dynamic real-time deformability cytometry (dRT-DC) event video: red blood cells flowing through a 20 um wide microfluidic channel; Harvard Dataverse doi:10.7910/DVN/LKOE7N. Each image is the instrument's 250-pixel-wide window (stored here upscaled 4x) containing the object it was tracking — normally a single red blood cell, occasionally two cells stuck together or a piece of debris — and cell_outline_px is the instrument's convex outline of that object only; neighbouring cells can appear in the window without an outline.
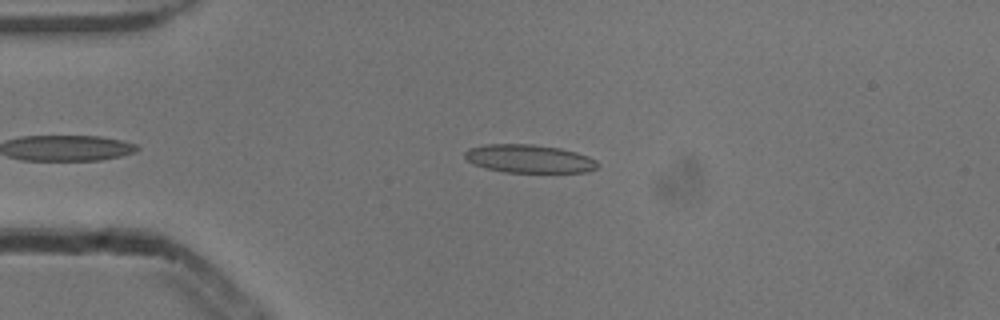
{"species": "common noctule bat (a hibernating species)", "species_latin": "Nyctalus noctula", "temperature_condition": "cold", "stored_images_in_passage": 41, "camera_frame_rate_fps": 3000, "um_per_image_px": 0.085, "animal": {"sex": "male", "body_mass_g": 13.3}, "frame": {"image": 1, "passage_image": 5, "time_ms": 1.333, "image_size_px": [1000, 320], "cell_outline_px": [[600, 164], [596, 168], [588, 172], [504, 172], [488, 168], [476, 164], [468, 160], [464, 156], [464, 152], [468, 148], [484, 144], [532, 144], [560, 148], [576, 152], [588, 156], [596, 160]], "centroid_in_image_um": [45.0, 13.48], "position_along_channel_um": 40.0, "area_um2": 21.79}}
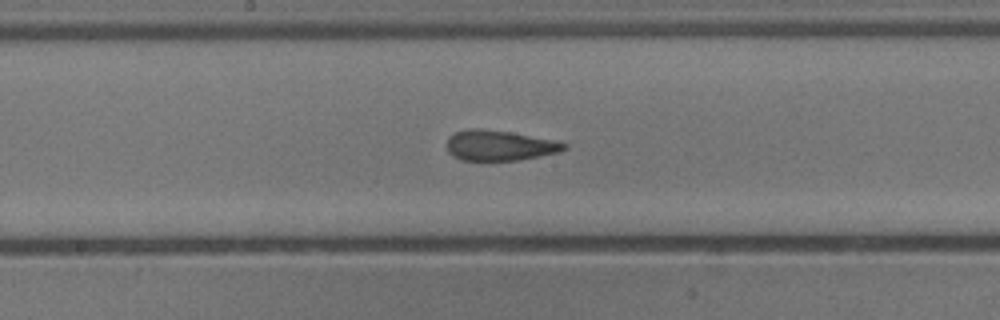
{"frame": {"image": 2, "passage_image": 20, "time_ms": 6.333, "image_size_px": [1000, 320], "cell_outline_px": [[568, 148], [560, 152], [540, 156], [516, 160], [460, 160], [452, 156], [448, 152], [448, 136], [456, 132], [468, 128], [480, 128], [508, 132], [552, 140], [568, 144]], "centroid_in_image_um": [42.44, 12.37], "position_along_channel_um": 205.8, "area_um2": 20.58}}
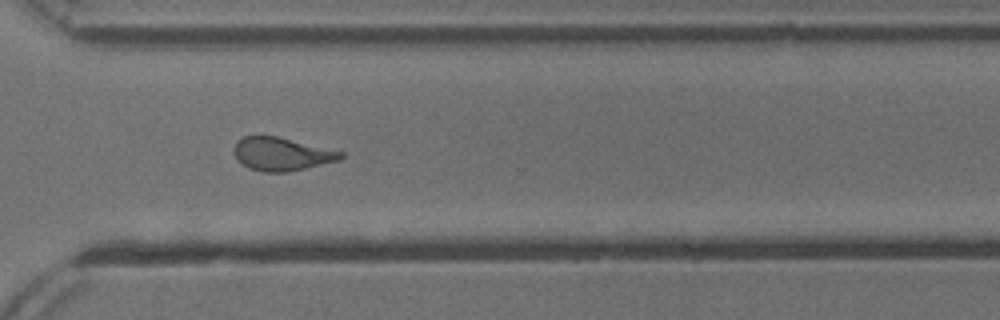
{"frame": {"image": 3, "passage_image": 31, "time_ms": 10.0, "image_size_px": [1000, 320], "cell_outline_px": [[344, 156], [340, 160], [304, 168], [284, 172], [264, 172], [248, 168], [236, 156], [232, 148], [236, 140], [244, 136], [276, 136], [344, 152]], "centroid_in_image_um": [23.92, 13.08], "position_along_channel_um": 346.7, "area_um2": 20.4}, "authors_computed_cell_mechanics": {"area_um2": 20.808, "velocity_mm_per_s": 3.8553, "shape_relaxation_time_tau1_ms": 8.7751, "shape_relaxation_time_tau2_ms": 1.6729, "deformation_change_tau1": 0.2058, "deformation_change_tau2": 0.1031}}